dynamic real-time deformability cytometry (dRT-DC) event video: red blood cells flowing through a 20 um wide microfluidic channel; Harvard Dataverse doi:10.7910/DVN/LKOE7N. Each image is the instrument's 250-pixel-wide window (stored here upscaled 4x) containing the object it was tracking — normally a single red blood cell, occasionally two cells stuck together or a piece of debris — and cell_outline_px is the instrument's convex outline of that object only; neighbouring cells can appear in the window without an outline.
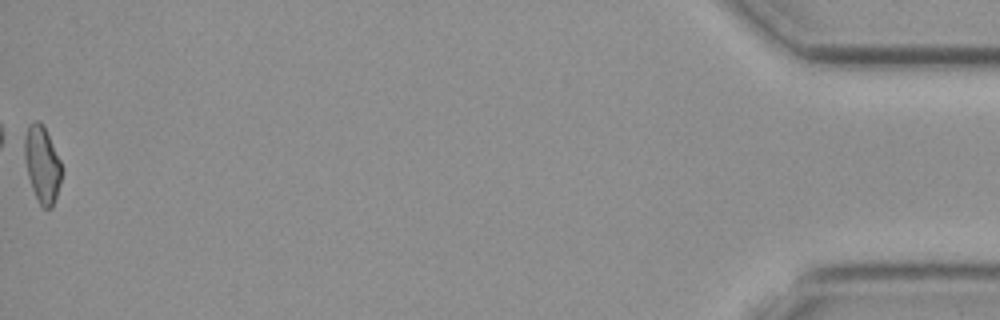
{"species": "common noctule bat (a hibernating species)", "species_latin": "Nyctalus noctula", "temperature_condition": "cold", "stored_images_in_passage": 42, "camera_frame_rate_fps": 3000, "um_per_image_px": 0.085, "animal": {"sex": "female", "body_mass_g": 19.3, "forearm_length_mm": 54.1}, "frame": {"image": 1, "passage_image": 42, "time_ms": 13.667, "image_size_px": [1000, 320], "cell_outline_px": [[64, 168], [56, 196], [52, 208], [44, 208], [40, 204], [32, 188], [28, 176], [24, 160], [24, 136], [28, 124], [36, 120], [40, 120]], "centroid_in_image_um": [3.57, 13.95], "position_along_channel_um": 431.6, "area_um2": 16.53}, "authors_computed_cell_mechanics": {"area_um2": 17.051, "velocity_mm_per_s": 3.8142, "shape_relaxation_time_tau1_ms": 10.9146, "shape_relaxation_time_tau2_ms": 4.3577, "deformation_change_tau1": 0.1981, "deformation_change_tau2": 0.1047}}